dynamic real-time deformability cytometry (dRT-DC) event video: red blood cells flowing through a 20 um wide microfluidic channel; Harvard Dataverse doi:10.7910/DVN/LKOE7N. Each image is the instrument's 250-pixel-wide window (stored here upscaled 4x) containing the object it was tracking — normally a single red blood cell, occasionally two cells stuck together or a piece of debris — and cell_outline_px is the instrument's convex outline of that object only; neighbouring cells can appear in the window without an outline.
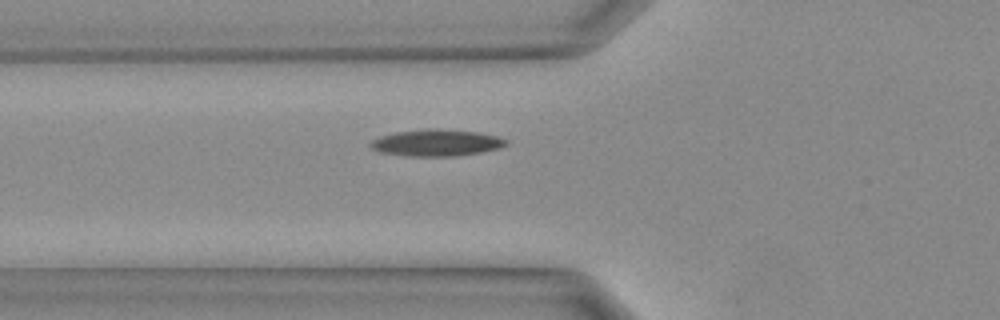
{"species": "Egyptian fruit bat (a non-hibernating species)", "species_latin": "Rousettus aegyptiacus", "temperature_condition": "warm", "stored_images_in_passage": 20, "camera_frame_rate_fps": 3000, "um_per_image_px": 0.085, "animal": {"sex": "female"}, "frame": {"image": 1, "passage_image": 2, "time_ms": 0.333, "image_size_px": [1000, 320], "cell_outline_px": [[508, 144], [496, 148], [480, 152], [456, 156], [408, 156], [380, 152], [372, 148], [368, 144], [372, 140], [380, 136], [396, 132], [428, 128], [436, 128], [476, 132], [496, 136], [508, 140]], "centroid_in_image_um": [37.06, 12.13], "position_along_channel_um": 88.7, "area_um2": 20.92}}
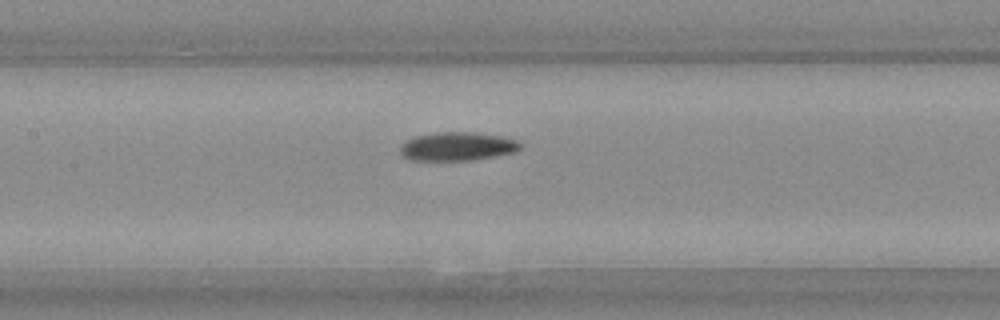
{"frame": {"image": 2, "passage_image": 6, "time_ms": 1.667, "image_size_px": [1000, 320], "cell_outline_px": [[524, 144], [516, 152], [472, 160], [408, 160], [400, 152], [400, 144], [416, 136], [436, 132], [468, 132], [500, 136], [516, 140]], "centroid_in_image_um": [38.87, 12.45], "position_along_channel_um": 168.5, "area_um2": 19.94}}
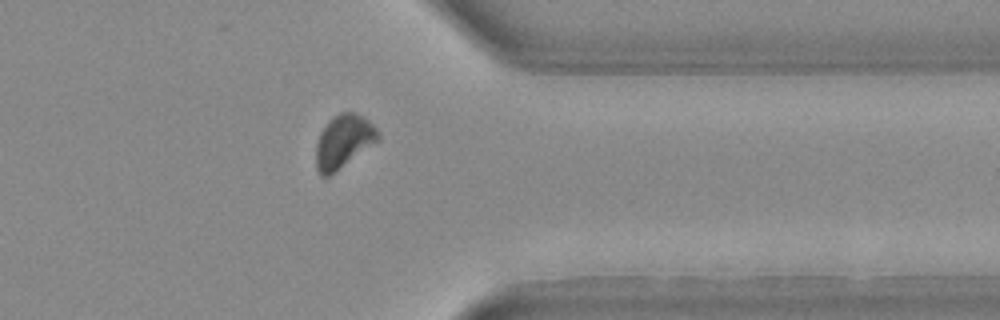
{"frame": {"image": 3, "passage_image": 17, "time_ms": 5.333, "image_size_px": [1000, 320], "cell_outline_px": [[380, 140], [328, 176], [320, 176], [316, 168], [316, 144], [320, 132], [328, 120], [340, 112], [356, 112], [364, 116], [376, 128], [380, 136]], "centroid_in_image_um": [29.2, 12.0], "position_along_channel_um": 382.2, "area_um2": 19.25}}